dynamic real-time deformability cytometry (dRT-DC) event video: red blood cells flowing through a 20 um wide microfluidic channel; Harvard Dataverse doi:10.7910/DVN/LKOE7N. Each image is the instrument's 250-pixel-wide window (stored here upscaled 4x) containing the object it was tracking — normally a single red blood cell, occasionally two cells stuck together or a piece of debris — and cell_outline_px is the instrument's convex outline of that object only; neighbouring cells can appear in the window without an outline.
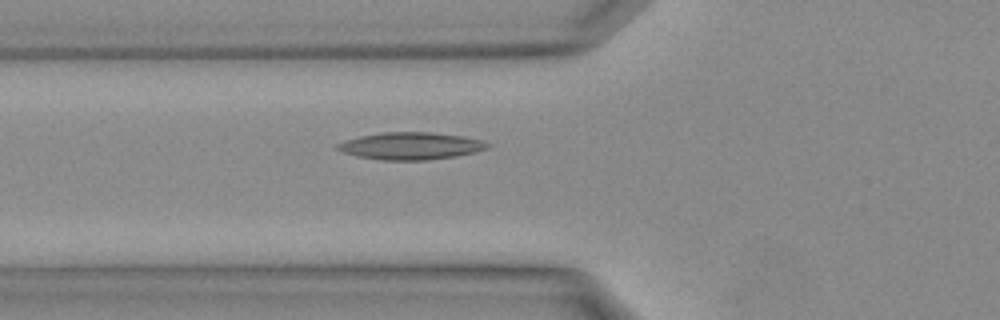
{"species": "Egyptian fruit bat (a non-hibernating species)", "species_latin": "Rousettus aegyptiacus", "temperature_condition": "warm", "stored_images_in_passage": 23, "camera_frame_rate_fps": 3000, "um_per_image_px": 0.085, "animal": {"sex": "female"}, "frame": {"image": 1, "passage_image": 2, "time_ms": 0.333, "image_size_px": [1000, 320], "cell_outline_px": [[488, 148], [456, 156], [428, 160], [380, 160], [356, 156], [344, 152], [336, 148], [336, 144], [344, 140], [360, 136], [380, 132], [428, 132], [460, 136], [480, 140], [488, 144]], "centroid_in_image_um": [34.83, 12.4], "position_along_channel_um": 91.0, "area_um2": 23.58}}
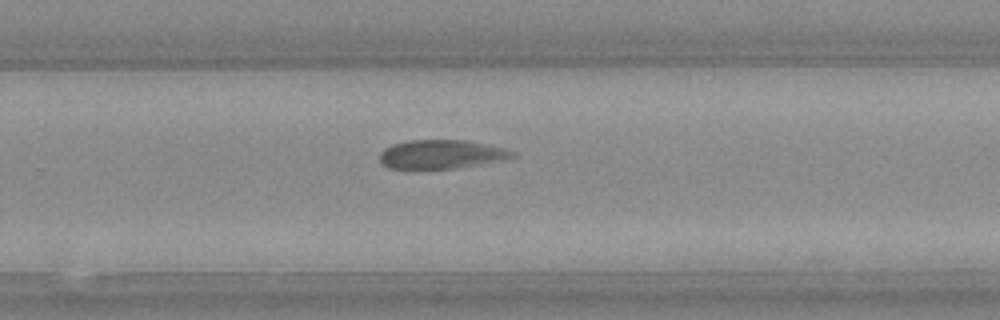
{"frame": {"image": 2, "passage_image": 12, "time_ms": 3.667, "image_size_px": [1000, 320], "cell_outline_px": [[516, 156], [500, 160], [456, 168], [388, 168], [380, 160], [380, 152], [384, 148], [392, 144], [408, 140], [468, 140], [504, 148], [516, 152]], "centroid_in_image_um": [37.5, 13.1], "position_along_channel_um": 292.3, "area_um2": 22.08}}
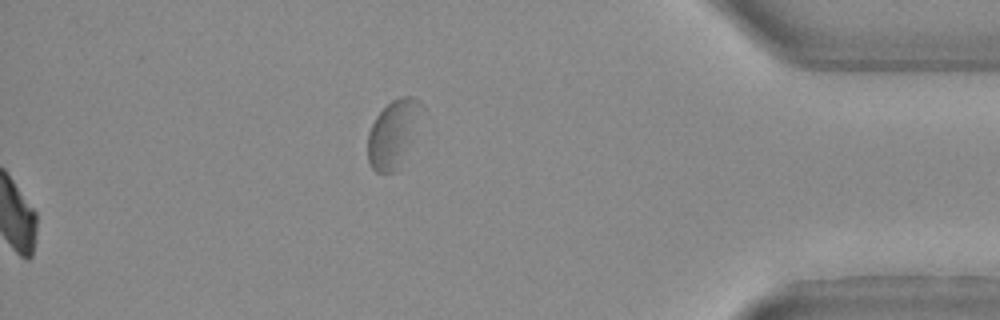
{"frame": {"image": 3, "passage_image": 19, "time_ms": 6.0, "image_size_px": [1000, 320], "cell_outline_px": [[424, 108], [392, 172], [376, 172], [372, 168], [368, 160], [368, 132], [376, 116], [392, 100], [400, 96], [412, 96], [420, 100]], "centroid_in_image_um": [33.35, 11.24], "position_along_channel_um": 401.8, "area_um2": 19.59}}